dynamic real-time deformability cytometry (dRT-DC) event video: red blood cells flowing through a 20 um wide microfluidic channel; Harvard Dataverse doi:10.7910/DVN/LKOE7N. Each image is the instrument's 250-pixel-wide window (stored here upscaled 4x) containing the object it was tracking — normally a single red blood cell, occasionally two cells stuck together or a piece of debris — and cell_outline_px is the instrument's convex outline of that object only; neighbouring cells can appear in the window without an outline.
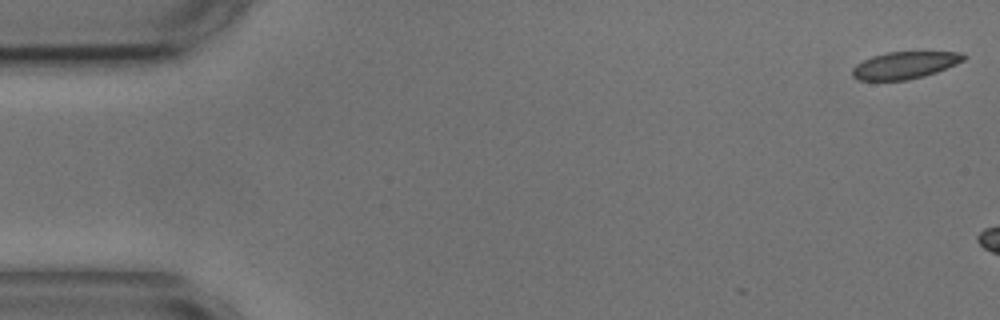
{"species": "common noctule bat (a hibernating species)", "species_latin": "Nyctalus noctula", "temperature_condition": "cold", "stored_images_in_passage": 7, "camera_frame_rate_fps": 3000, "um_per_image_px": 0.085, "animal": {"sex": "male", "body_mass_g": 17.9, "forearm_length_mm": 54.2}, "frame": {"image": 1, "passage_image": 1, "time_ms": 0.0, "image_size_px": [1000, 320], "cell_outline_px": [[968, 56], [964, 60], [956, 64], [936, 72], [924, 76], [908, 80], [856, 80], [852, 76], [852, 68], [856, 64], [872, 56], [888, 52], [964, 52]], "centroid_in_image_um": [76.91, 5.54], "position_along_channel_um": 8.1, "area_um2": 17.63}}